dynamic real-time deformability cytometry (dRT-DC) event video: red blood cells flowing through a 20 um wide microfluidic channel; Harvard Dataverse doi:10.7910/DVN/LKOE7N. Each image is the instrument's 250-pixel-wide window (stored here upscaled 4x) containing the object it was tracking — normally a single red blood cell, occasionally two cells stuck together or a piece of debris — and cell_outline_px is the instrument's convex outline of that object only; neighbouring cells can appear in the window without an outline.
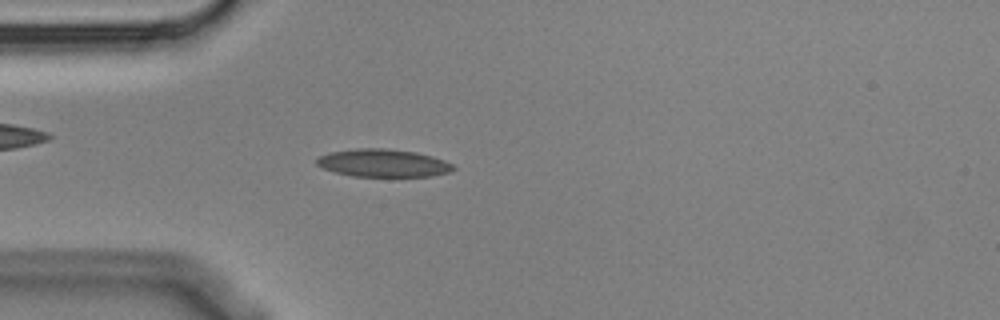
{"species": "Egyptian fruit bat (a non-hibernating species)", "species_latin": "Rousettus aegyptiacus", "temperature_condition": "cold", "stored_images_in_passage": 3, "camera_frame_rate_fps": 3000, "um_per_image_px": 0.085, "animal": {"sex": "male"}, "frame": {"image": 1, "passage_image": 3, "time_ms": 0.667, "image_size_px": [1000, 320], "cell_outline_px": [[456, 168], [448, 172], [432, 176], [352, 176], [336, 172], [324, 168], [316, 164], [316, 160], [320, 156], [332, 152], [356, 148], [384, 148], [416, 152], [432, 156], [444, 160], [452, 164]], "centroid_in_image_um": [32.59, 13.85], "position_along_channel_um": 52.4, "area_um2": 21.91}}